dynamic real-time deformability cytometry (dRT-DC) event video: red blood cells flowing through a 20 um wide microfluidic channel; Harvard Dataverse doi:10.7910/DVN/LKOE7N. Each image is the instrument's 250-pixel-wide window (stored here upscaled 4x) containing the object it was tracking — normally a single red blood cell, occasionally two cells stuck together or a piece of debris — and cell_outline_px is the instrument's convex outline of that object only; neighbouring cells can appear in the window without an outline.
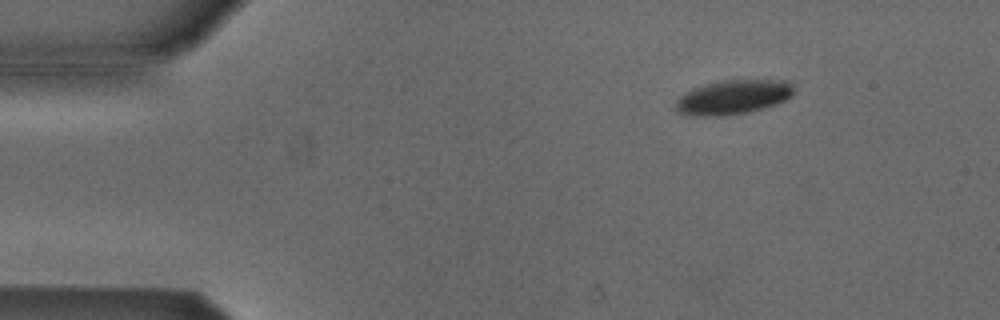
{"species": "Egyptian fruit bat (a non-hibernating species)", "species_latin": "Rousettus aegyptiacus", "temperature_condition": "cold", "stored_images_in_passage": 4, "segment_of_instrument_passage": [2, 2], "camera_frame_rate_fps": 3000, "um_per_image_px": 0.085, "animal": {"sex": "male"}, "frame": {"image": 1, "passage_image": 4, "time_ms": 4.333, "image_size_px": [1000, 320], "cell_outline_px": [[792, 96], [776, 104], [764, 108], [748, 112], [724, 116], [688, 116], [676, 112], [676, 100], [684, 92], [692, 88], [720, 80], [788, 80], [792, 84]], "centroid_in_image_um": [62.27, 8.26], "position_along_channel_um": 22.7, "area_um2": 23.87}}